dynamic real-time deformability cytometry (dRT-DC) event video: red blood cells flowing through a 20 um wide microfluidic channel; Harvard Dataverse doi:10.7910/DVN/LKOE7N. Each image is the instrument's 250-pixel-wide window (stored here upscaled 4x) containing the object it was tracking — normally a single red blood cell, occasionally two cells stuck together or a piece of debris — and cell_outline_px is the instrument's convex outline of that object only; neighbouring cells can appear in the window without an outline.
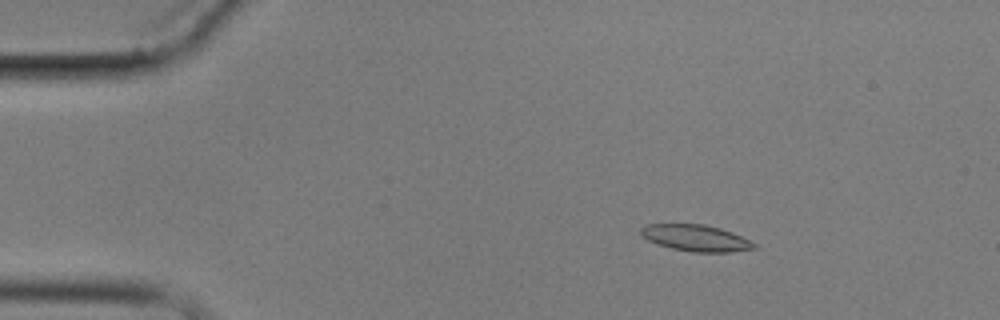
{"species": "common noctule bat (a hibernating species)", "species_latin": "Nyctalus noctula", "temperature_condition": "cold", "stored_images_in_passage": 5, "camera_frame_rate_fps": 3000, "um_per_image_px": 0.085, "animal": {"sex": "male", "body_mass_g": 17.9}, "frame": {"image": 1, "passage_image": 3, "time_ms": 2.333, "image_size_px": [1000, 320], "cell_outline_px": [[756, 248], [732, 252], [692, 252], [672, 248], [648, 240], [640, 236], [640, 228], [644, 224], [704, 224], [720, 228], [732, 232], [756, 244]], "centroid_in_image_um": [59.12, 20.22], "position_along_channel_um": 25.9, "area_um2": 17.4}}